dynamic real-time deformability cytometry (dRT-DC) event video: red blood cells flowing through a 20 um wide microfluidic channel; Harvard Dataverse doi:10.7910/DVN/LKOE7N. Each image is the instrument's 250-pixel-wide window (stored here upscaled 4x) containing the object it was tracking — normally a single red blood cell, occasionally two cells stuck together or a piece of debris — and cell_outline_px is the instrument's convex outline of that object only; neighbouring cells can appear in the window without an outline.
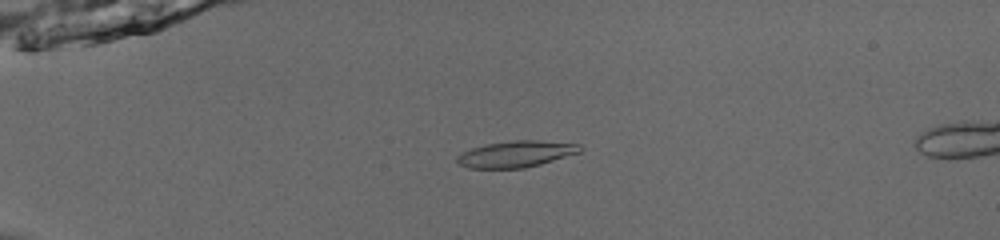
{"species": "common noctule bat (a hibernating species)", "species_latin": "Nyctalus noctula", "temperature_condition": "room temperature", "stored_images_in_passage": 52, "camera_frame_rate_fps": 3000, "um_per_image_px": 0.085, "animal": {"sex": "male", "body_mass_g": 13.0, "forearm_length_mm": 53.1}, "frame": {"image": 1, "passage_image": 14, "time_ms": 4.333, "image_size_px": [1000, 240], "cell_outline_px": [[584, 148], [580, 152], [540, 164], [524, 168], [468, 168], [460, 164], [456, 160], [456, 156], [472, 148], [484, 144], [512, 140], [536, 140], [580, 144]], "centroid_in_image_um": [43.87, 13.08], "position_along_channel_um": 41.1, "area_um2": 18.84}}
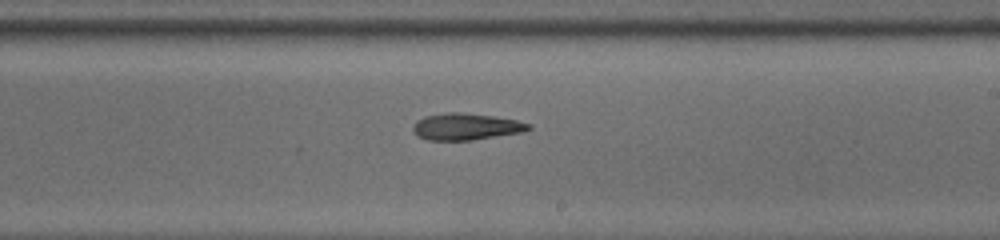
{"frame": {"image": 2, "passage_image": 33, "time_ms": 10.667, "image_size_px": [1000, 240], "cell_outline_px": [[532, 128], [524, 132], [472, 140], [428, 140], [416, 136], [412, 128], [416, 120], [424, 116], [448, 112], [460, 112], [492, 116], [516, 120], [532, 124]], "centroid_in_image_um": [39.61, 10.77], "position_along_channel_um": 249.4, "area_um2": 18.09}}
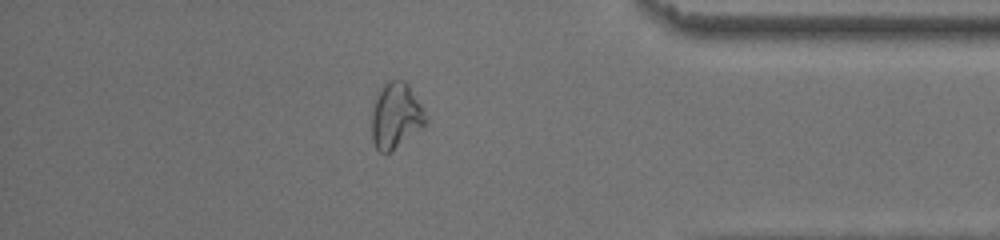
{"frame": {"image": 3, "passage_image": 46, "time_ms": 15.0, "image_size_px": [1000, 240], "cell_outline_px": [[428, 120], [424, 124], [388, 152], [380, 152], [376, 148], [372, 140], [372, 96], [388, 80], [404, 80], [408, 84], [428, 116]], "centroid_in_image_um": [33.59, 9.75], "position_along_channel_um": 401.6, "area_um2": 20.46}}